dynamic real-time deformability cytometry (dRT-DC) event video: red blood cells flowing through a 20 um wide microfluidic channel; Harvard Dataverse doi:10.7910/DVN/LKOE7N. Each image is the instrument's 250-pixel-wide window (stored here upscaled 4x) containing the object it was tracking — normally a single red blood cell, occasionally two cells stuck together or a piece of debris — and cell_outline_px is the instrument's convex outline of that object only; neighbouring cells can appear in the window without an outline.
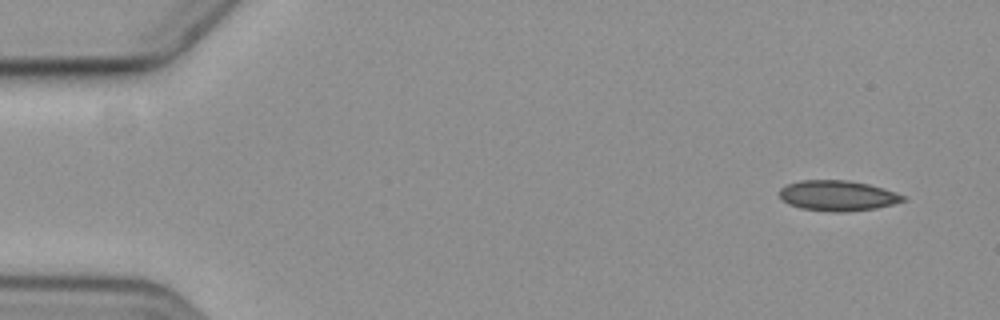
{"species": "common noctule bat (a hibernating species)", "species_latin": "Nyctalus noctula", "temperature_condition": "cold", "stored_images_in_passage": 4, "camera_frame_rate_fps": 3000, "um_per_image_px": 0.085, "animal": {"sex": "female", "body_mass_g": 19.3, "forearm_length_mm": 54.1}, "frame": {"image": 1, "passage_image": 1, "time_ms": 0.0, "image_size_px": [1000, 320], "cell_outline_px": [[904, 200], [892, 204], [876, 208], [836, 212], [832, 212], [800, 208], [788, 204], [780, 196], [780, 188], [788, 184], [800, 180], [848, 180], [868, 184], [904, 196]], "centroid_in_image_um": [71.13, 16.62], "position_along_channel_um": 13.9, "area_um2": 21.44}}
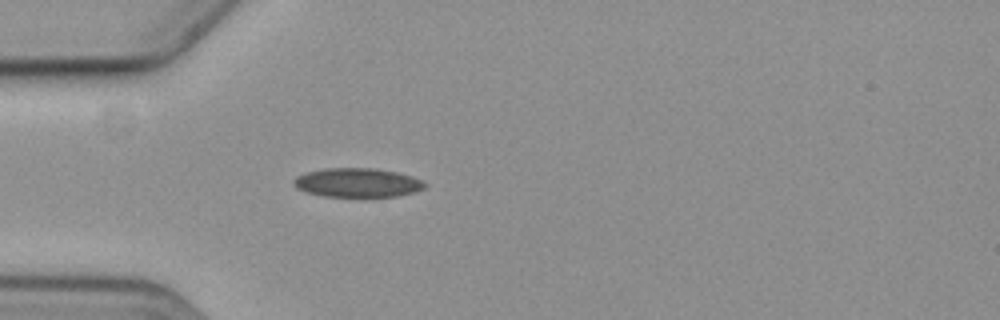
{"frame": {"image": 2, "passage_image": 4, "time_ms": 4.333, "image_size_px": [1000, 320], "cell_outline_px": [[428, 184], [424, 188], [412, 192], [396, 196], [324, 196], [308, 192], [296, 188], [292, 184], [292, 180], [296, 176], [304, 172], [324, 168], [376, 168], [396, 172], [412, 176]], "centroid_in_image_um": [30.33, 15.51], "position_along_channel_um": 54.7, "area_um2": 22.14}}